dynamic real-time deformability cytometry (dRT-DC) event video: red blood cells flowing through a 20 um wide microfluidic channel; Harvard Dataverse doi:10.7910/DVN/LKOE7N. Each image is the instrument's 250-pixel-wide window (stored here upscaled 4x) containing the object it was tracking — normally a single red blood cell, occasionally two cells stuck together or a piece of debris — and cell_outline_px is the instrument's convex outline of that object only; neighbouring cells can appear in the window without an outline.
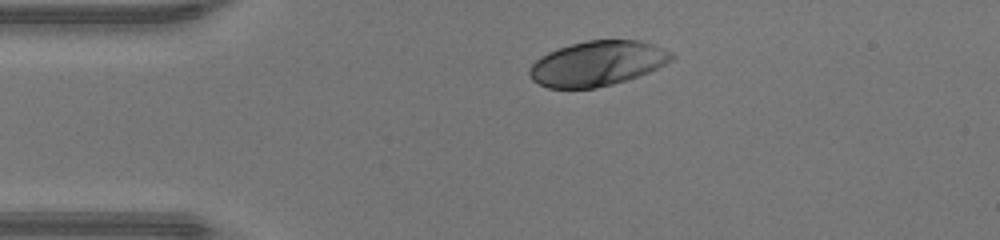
{"species": "human", "species_latin": "Homo sapiens", "temperature_condition": "warm", "stored_images_in_passage": 33, "camera_frame_rate_fps": 3000, "um_per_image_px": 0.085, "donor": {"sex": "male"}, "frame": {"image": 1, "passage_image": 1, "time_ms": 0.0, "image_size_px": [1000, 240], "cell_outline_px": [[676, 56], [672, 60], [648, 72], [612, 84], [596, 88], [548, 88], [532, 80], [528, 76], [528, 72], [532, 64], [540, 56], [548, 52], [572, 44], [588, 40], [640, 40], [652, 44], [672, 52]], "centroid_in_image_um": [50.76, 5.39], "position_along_channel_um": 34.2, "area_um2": 36.93}}
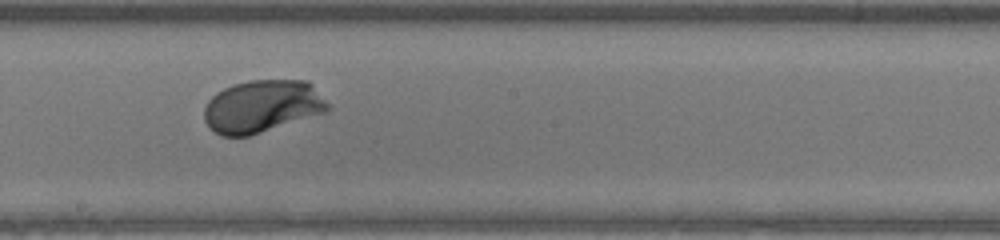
{"frame": {"image": 2, "passage_image": 17, "time_ms": 5.333, "image_size_px": [1000, 240], "cell_outline_px": [[332, 108], [328, 112], [248, 136], [220, 136], [204, 120], [204, 108], [208, 100], [216, 92], [232, 84], [248, 80], [308, 80], [312, 84]], "centroid_in_image_um": [22.31, 9.03], "position_along_channel_um": 225.9, "area_um2": 38.03}}
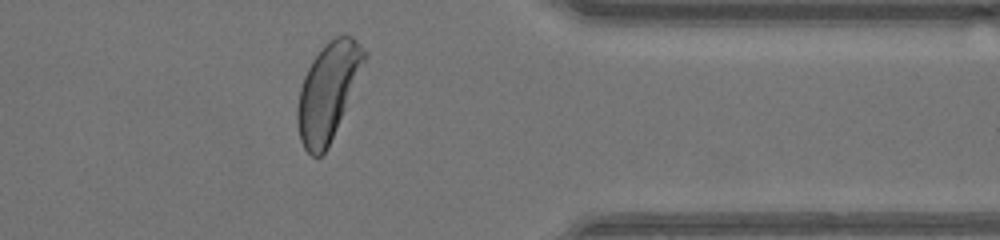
{"frame": {"image": 3, "passage_image": 29, "time_ms": 9.333, "image_size_px": [1000, 240], "cell_outline_px": [[368, 52], [364, 64], [332, 136], [324, 152], [320, 156], [312, 156], [304, 148], [300, 140], [296, 120], [296, 112], [300, 88], [304, 76], [312, 60], [320, 48], [324, 44], [336, 36], [352, 36]], "centroid_in_image_um": [27.85, 7.74], "position_along_channel_um": 383.6, "area_um2": 36.93}, "authors_computed_cell_mechanics": {"area_um2": 37.6278, "velocity_mm_per_s": 4.318, "shape_relaxation_time_tau1_ms": 1.1162, "shape_relaxation_time_tau2_ms": null, "deformation_change_tau1": 0.1344, "deformation_change_tau2": null}}